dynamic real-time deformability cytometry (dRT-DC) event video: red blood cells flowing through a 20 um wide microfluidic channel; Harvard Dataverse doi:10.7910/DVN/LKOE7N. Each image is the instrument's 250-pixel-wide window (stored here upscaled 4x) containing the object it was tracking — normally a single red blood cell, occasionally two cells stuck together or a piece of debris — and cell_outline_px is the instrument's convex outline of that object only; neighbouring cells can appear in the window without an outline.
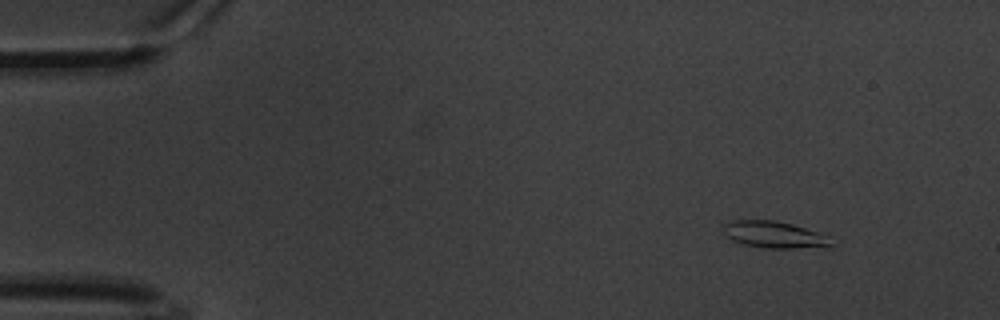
{"species": "common noctule bat (a hibernating species)", "species_latin": "Nyctalus noctula", "temperature_condition": "warm", "stored_images_in_passage": 61, "camera_frame_rate_fps": 3000, "um_per_image_px": 0.085, "animal": {"sex": "male", "body_mass_g": 20.1, "forearm_length_mm": 53.5}, "frame": {"image": 1, "passage_image": 6, "time_ms": 1.667, "image_size_px": [1000, 320], "cell_outline_px": [[836, 244], [828, 248], [764, 248], [744, 244], [732, 240], [724, 236], [724, 224], [732, 220], [772, 220], [792, 224], [816, 232], [824, 236]], "centroid_in_image_um": [65.81, 19.97], "position_along_channel_um": 19.2, "area_um2": 16.82}}
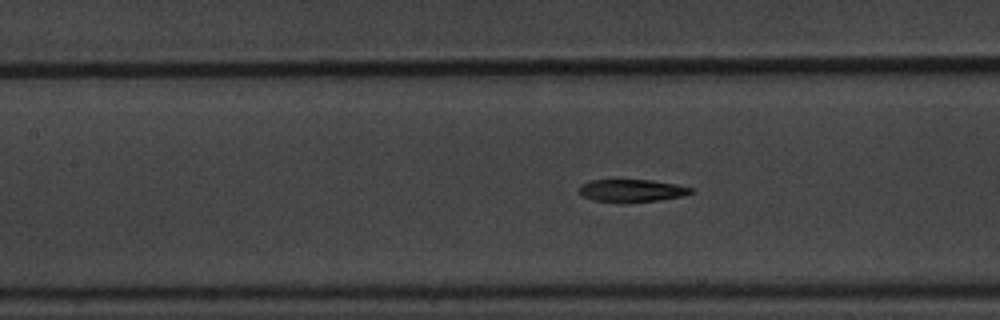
{"frame": {"image": 2, "passage_image": 27, "time_ms": 8.667, "image_size_px": [1000, 320], "cell_outline_px": [[696, 192], [684, 196], [656, 200], [624, 204], [592, 200], [580, 196], [580, 184], [588, 180], [652, 180], [676, 184], [696, 188]], "centroid_in_image_um": [53.72, 16.22], "position_along_channel_um": 153.7, "area_um2": 15.26}}
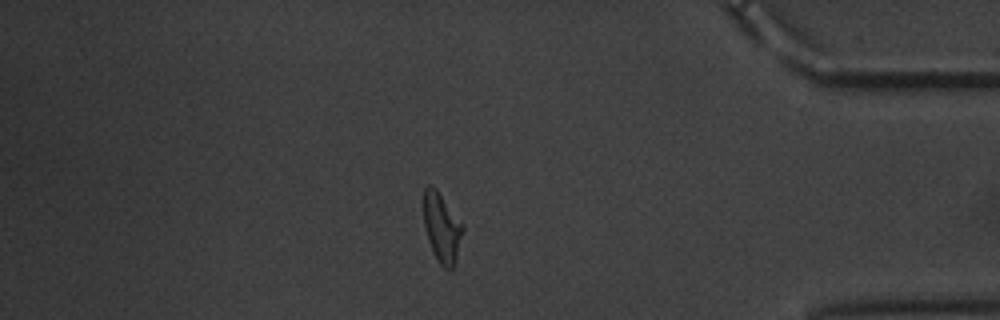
{"frame": {"image": 3, "passage_image": 52, "time_ms": 17.0, "image_size_px": [1000, 320], "cell_outline_px": [[464, 232], [456, 260], [452, 268], [444, 268], [436, 260], [428, 240], [424, 224], [424, 188], [428, 184], [432, 184], [436, 188], [464, 224]], "centroid_in_image_um": [37.57, 19.33], "position_along_channel_um": 397.6, "area_um2": 16.01}, "authors_computed_cell_mechanics": {"area_um2": 15.6638, "velocity_mm_per_s": 3.3093, "shape_relaxation_time_tau1_ms": 4.3459, "shape_relaxation_time_tau2_ms": 3.4738, "deformation_change_tau1": 0.1736, "deformation_change_tau2": 0.127}}